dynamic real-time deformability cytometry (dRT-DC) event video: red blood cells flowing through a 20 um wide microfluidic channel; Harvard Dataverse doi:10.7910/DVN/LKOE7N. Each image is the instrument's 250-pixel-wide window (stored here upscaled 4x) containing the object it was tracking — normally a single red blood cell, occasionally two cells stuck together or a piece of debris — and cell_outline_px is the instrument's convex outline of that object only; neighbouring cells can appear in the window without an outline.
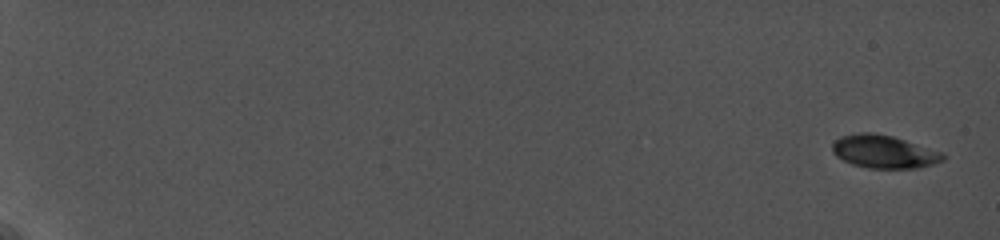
{"species": "common noctule bat (a hibernating species)", "species_latin": "Nyctalus noctula", "temperature_condition": "cold", "stored_images_in_passage": 29, "camera_frame_rate_fps": 5000, "um_per_image_px": 0.085, "animal": {"sex": "female", "body_mass_g": 19.0, "forearm_length_mm": 56.7}, "frame": {"image": 1, "passage_image": 1, "time_ms": 0.0, "image_size_px": [1000, 240], "cell_outline_px": [[948, 156], [944, 160], [920, 168], [868, 168], [852, 164], [836, 156], [832, 152], [832, 144], [840, 136], [860, 132], [872, 132], [892, 136], [940, 152]], "centroid_in_image_um": [75.11, 12.89], "position_along_channel_um": 9.9, "area_um2": 21.15}}
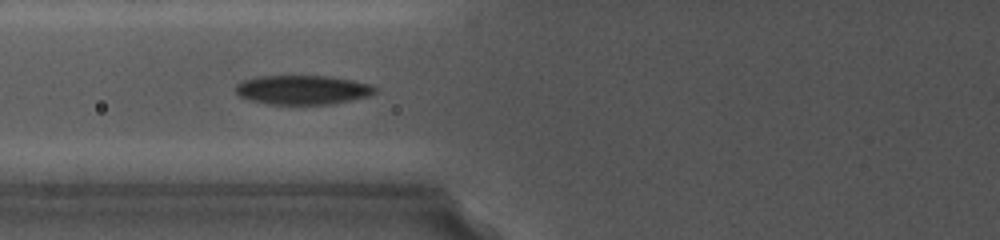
{"frame": {"image": 2, "passage_image": 13, "time_ms": 8.8, "image_size_px": [1000, 240], "cell_outline_px": [[376, 92], [368, 96], [352, 100], [328, 104], [268, 104], [248, 100], [240, 96], [236, 92], [236, 84], [244, 80], [260, 76], [332, 76], [372, 84], [376, 88]], "centroid_in_image_um": [25.73, 7.63], "position_along_channel_um": 100.1, "area_um2": 23.76}}
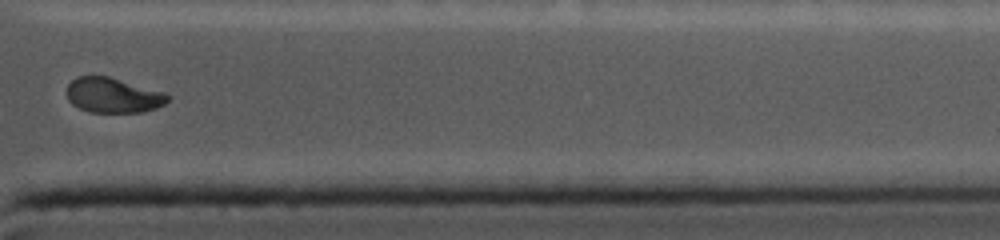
{"frame": {"image": 3, "passage_image": 27, "time_ms": 16.8, "image_size_px": [1000, 240], "cell_outline_px": [[168, 100], [164, 104], [156, 108], [144, 112], [88, 112], [72, 104], [68, 100], [64, 92], [68, 84], [76, 76], [108, 76], [164, 92], [168, 96]], "centroid_in_image_um": [9.55, 8.1], "position_along_channel_um": 401.8, "area_um2": 20.69}, "authors_computed_cell_mechanics": {"area_um2": 21.7906, "velocity_mm_per_s": 3.755, "shape_relaxation_time_tau1_ms": 5.4798, "shape_relaxation_time_tau2_ms": 1.6459, "deformation_change_tau1": 0.1329, "deformation_change_tau2": 0.0264}}